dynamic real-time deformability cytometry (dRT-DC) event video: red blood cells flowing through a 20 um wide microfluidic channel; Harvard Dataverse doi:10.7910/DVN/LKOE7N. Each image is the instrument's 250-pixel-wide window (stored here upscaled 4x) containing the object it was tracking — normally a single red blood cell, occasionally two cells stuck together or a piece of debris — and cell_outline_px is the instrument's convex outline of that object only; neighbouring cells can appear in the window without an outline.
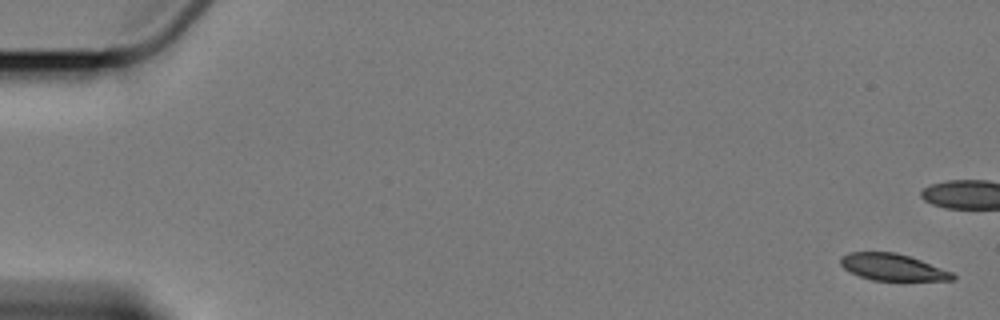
{"species": "Egyptian fruit bat (a non-hibernating species)", "species_latin": "Rousettus aegyptiacus", "temperature_condition": "cold", "stored_images_in_passage": 6, "camera_frame_rate_fps": 3000, "um_per_image_px": 0.085, "animal": {"sex": "female"}, "frame": {"image": 1, "passage_image": 1, "time_ms": 0.0, "image_size_px": [1000, 320], "cell_outline_px": [[956, 276], [952, 280], [872, 280], [860, 276], [844, 268], [840, 264], [840, 256], [848, 252], [896, 252], [920, 260], [952, 272]], "centroid_in_image_um": [75.84, 22.7], "position_along_channel_um": 9.2, "area_um2": 17.22}}